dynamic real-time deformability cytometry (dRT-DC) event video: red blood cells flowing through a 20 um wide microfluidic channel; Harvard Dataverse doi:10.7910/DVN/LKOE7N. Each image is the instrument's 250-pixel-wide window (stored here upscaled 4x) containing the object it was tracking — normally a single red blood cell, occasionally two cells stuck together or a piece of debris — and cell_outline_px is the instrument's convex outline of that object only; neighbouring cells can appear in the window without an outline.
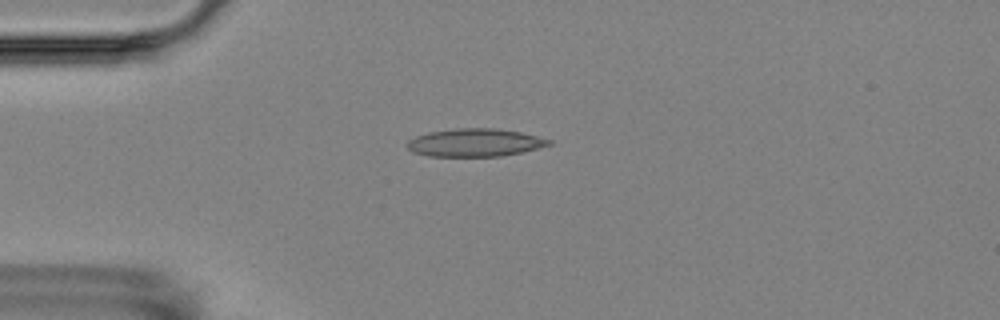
{"species": "Egyptian fruit bat (a non-hibernating species)", "species_latin": "Rousettus aegyptiacus", "temperature_condition": "room temperature", "stored_images_in_passage": 16, "camera_frame_rate_fps": 3000, "um_per_image_px": 0.085, "animal": {"sex": "female"}, "frame": {"image": 1, "passage_image": 4, "time_ms": 3.333, "image_size_px": [1000, 320], "cell_outline_px": [[552, 144], [520, 152], [500, 156], [428, 156], [412, 152], [408, 148], [408, 140], [416, 136], [428, 132], [460, 128], [496, 128], [520, 132], [552, 140]], "centroid_in_image_um": [40.35, 12.12], "position_along_channel_um": 44.7, "area_um2": 22.83}}
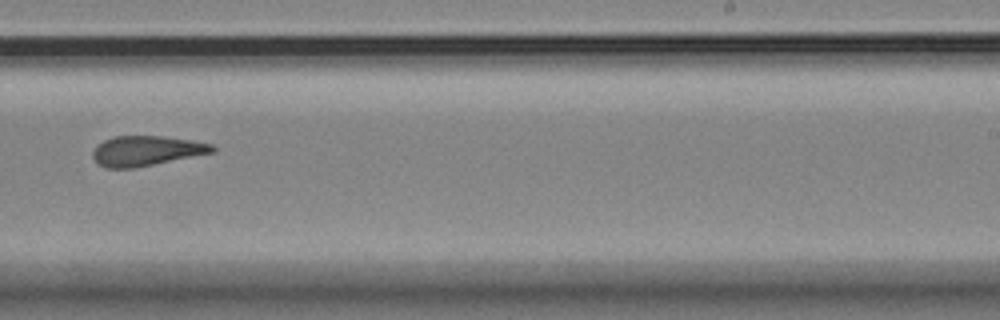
{"frame": {"image": 2, "passage_image": 10, "time_ms": 10.333, "image_size_px": [1000, 320], "cell_outline_px": [[216, 152], [136, 168], [108, 168], [100, 164], [92, 156], [92, 152], [96, 144], [112, 136], [164, 136], [192, 140], [212, 144], [216, 148]], "centroid_in_image_um": [12.46, 12.81], "position_along_channel_um": 276.5, "area_um2": 21.1}}
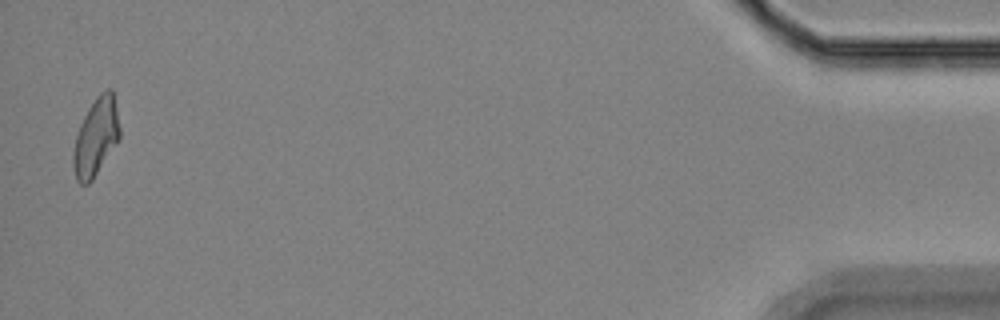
{"frame": {"image": 3, "passage_image": 16, "time_ms": 17.0, "image_size_px": [1000, 320], "cell_outline_px": [[120, 140], [92, 180], [88, 184], [80, 184], [76, 180], [72, 164], [72, 156], [76, 136], [80, 124], [88, 108], [96, 96], [100, 92], [108, 88], [112, 88], [120, 128]], "centroid_in_image_um": [8.16, 11.65], "position_along_channel_um": 427.0, "area_um2": 21.21}, "authors_computed_cell_mechanics": {"area_um2": 21.3571, "velocity_mm_per_s": 3.5456, "shape_relaxation_time_tau1_ms": null, "shape_relaxation_time_tau2_ms": 4.4067, "deformation_change_tau1": null, "deformation_change_tau2": 0.1377}}